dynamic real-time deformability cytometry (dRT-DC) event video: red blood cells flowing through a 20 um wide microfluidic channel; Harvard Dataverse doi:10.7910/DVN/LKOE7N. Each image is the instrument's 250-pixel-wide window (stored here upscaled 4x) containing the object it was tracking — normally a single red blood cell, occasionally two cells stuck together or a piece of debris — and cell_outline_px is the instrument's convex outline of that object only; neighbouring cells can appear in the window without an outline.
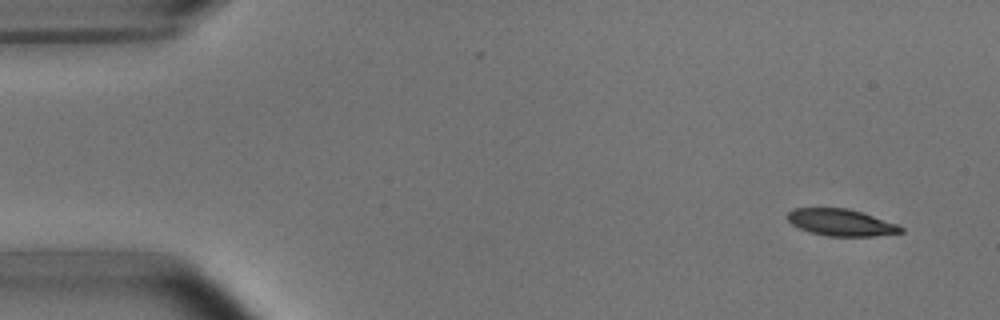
{"species": "common noctule bat (a hibernating species)", "species_latin": "Nyctalus noctula", "temperature_condition": "room temperature", "stored_images_in_passage": 5, "camera_frame_rate_fps": 3000, "um_per_image_px": 0.085, "animal": {"sex": "male", "body_mass_g": 15.6}, "frame": {"image": 1, "passage_image": 1, "time_ms": 0.0, "image_size_px": [1000, 320], "cell_outline_px": [[904, 232], [872, 236], [828, 236], [812, 232], [800, 228], [792, 224], [788, 220], [788, 212], [792, 208], [848, 208], [896, 224], [904, 228]], "centroid_in_image_um": [71.47, 18.91], "position_along_channel_um": 13.5, "area_um2": 17.4}}
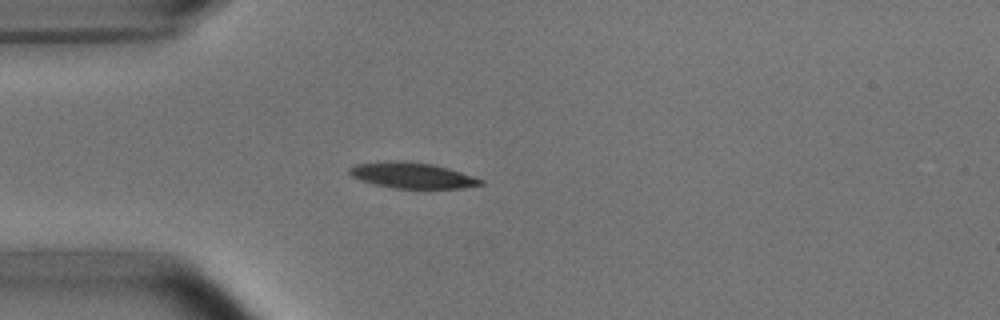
{"frame": {"image": 2, "passage_image": 4, "time_ms": 3.667, "image_size_px": [1000, 320], "cell_outline_px": [[484, 184], [460, 188], [392, 188], [360, 180], [352, 176], [348, 172], [348, 168], [356, 164], [396, 160], [404, 160], [432, 164], [448, 168], [484, 180]], "centroid_in_image_um": [35.02, 14.9], "position_along_channel_um": 50.0, "area_um2": 19.59}}